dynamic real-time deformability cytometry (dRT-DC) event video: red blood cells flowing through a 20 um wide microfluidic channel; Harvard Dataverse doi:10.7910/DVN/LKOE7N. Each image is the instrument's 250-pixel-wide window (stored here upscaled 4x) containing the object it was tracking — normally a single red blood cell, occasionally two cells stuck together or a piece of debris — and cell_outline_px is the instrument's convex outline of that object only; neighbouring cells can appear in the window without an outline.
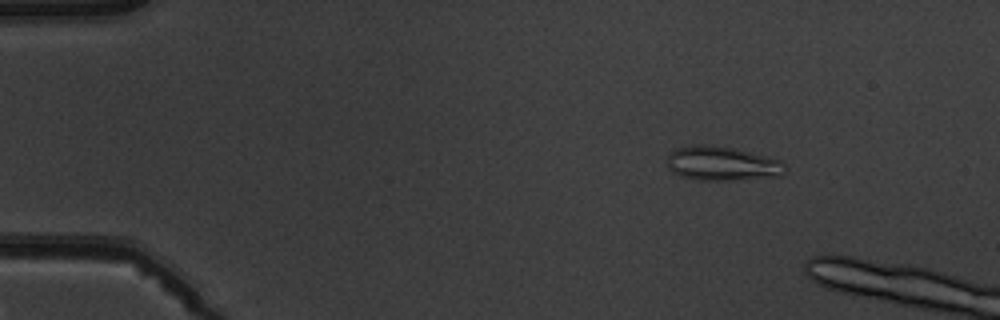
{"species": "common noctule bat (a hibernating species)", "species_latin": "Nyctalus noctula", "temperature_condition": "warm", "stored_images_in_passage": 5, "camera_frame_rate_fps": 3000, "um_per_image_px": 0.085, "animal": {"sex": "male", "body_mass_g": 19.5, "forearm_length_mm": 54.6}, "frame": {"image": 1, "passage_image": 3, "time_ms": 2.333, "image_size_px": [1000, 320], "cell_outline_px": [[788, 168], [780, 176], [736, 180], [696, 180], [680, 176], [672, 172], [668, 168], [668, 156], [676, 148], [736, 148], [780, 160]], "centroid_in_image_um": [61.45, 13.97], "position_along_channel_um": 23.6, "area_um2": 22.72}}